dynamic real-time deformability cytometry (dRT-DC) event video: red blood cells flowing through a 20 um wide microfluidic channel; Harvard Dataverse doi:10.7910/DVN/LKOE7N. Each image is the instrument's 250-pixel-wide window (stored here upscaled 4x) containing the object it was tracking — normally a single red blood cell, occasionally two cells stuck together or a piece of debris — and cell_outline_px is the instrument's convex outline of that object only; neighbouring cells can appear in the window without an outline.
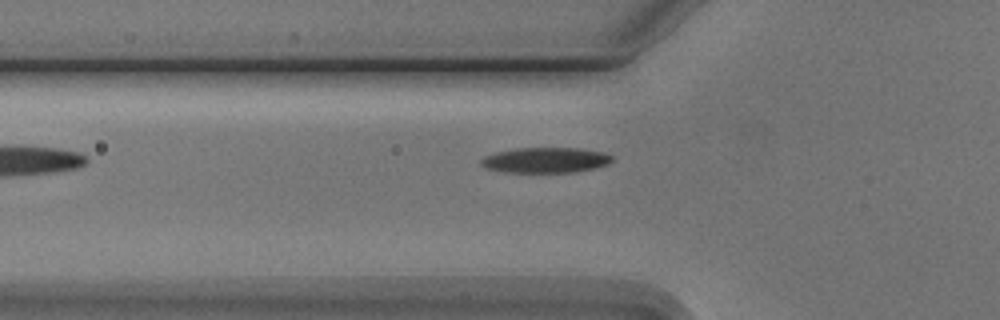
{"species": "Egyptian fruit bat (a non-hibernating species)", "species_latin": "Rousettus aegyptiacus", "temperature_condition": "cold", "stored_images_in_passage": 5, "camera_frame_rate_fps": 3000, "um_per_image_px": 0.085, "animal": {"sex": "male"}, "frame": {"image": 1, "passage_image": 4, "time_ms": 3.667, "image_size_px": [1000, 320], "cell_outline_px": [[612, 160], [608, 164], [576, 172], [504, 172], [488, 168], [480, 164], [480, 160], [484, 156], [496, 152], [516, 148], [580, 148], [600, 152], [612, 156]], "centroid_in_image_um": [46.34, 13.61], "position_along_channel_um": 79.5, "area_um2": 19.19}}
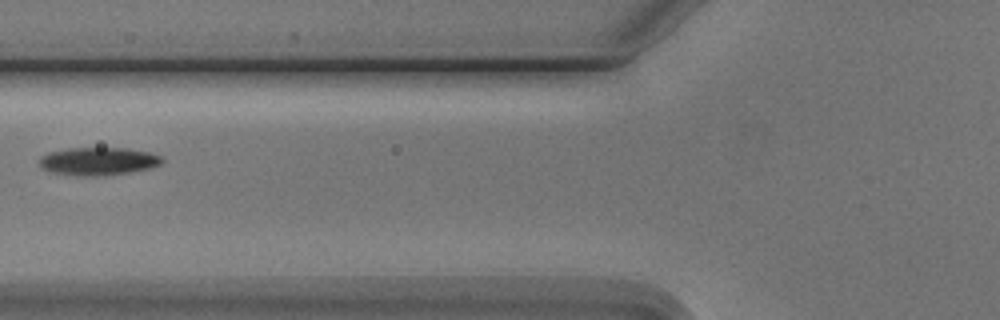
{"frame": {"image": 2, "passage_image": 5, "time_ms": 4.667, "image_size_px": [1000, 320], "cell_outline_px": [[164, 160], [160, 164], [148, 168], [128, 172], [96, 176], [76, 176], [52, 172], [40, 168], [40, 156], [48, 152], [68, 148], [124, 148], [148, 152], [160, 156]], "centroid_in_image_um": [8.29, 13.7], "position_along_channel_um": 117.5, "area_um2": 19.83}}